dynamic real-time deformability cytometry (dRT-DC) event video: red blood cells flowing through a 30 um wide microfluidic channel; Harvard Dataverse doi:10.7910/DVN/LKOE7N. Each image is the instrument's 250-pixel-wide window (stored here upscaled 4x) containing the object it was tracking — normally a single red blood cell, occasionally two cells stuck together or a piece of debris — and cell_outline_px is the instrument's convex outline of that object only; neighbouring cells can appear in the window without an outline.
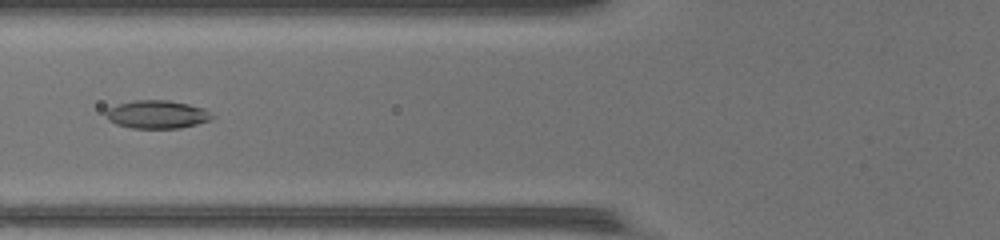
{"species": "common noctule bat (a hibernating species)", "species_latin": "Nyctalus noctula", "temperature_condition": "warm", "stored_images_in_passage": 46, "camera_frame_rate_fps": 3000, "um_per_image_px": 0.085, "animal": {"sex": "female", "body_mass_g": 17.0, "forearm_length_mm": 48.0}, "frame": {"image": 1, "passage_image": 18, "time_ms": 5.667, "image_size_px": [1000, 240], "cell_outline_px": [[216, 116], [208, 120], [196, 124], [180, 128], [132, 128], [116, 124], [108, 120], [104, 112], [108, 108], [120, 104], [136, 100], [168, 100], [188, 104], [204, 108]], "centroid_in_image_um": [13.35, 9.73], "position_along_channel_um": 112.5, "area_um2": 17.34}}
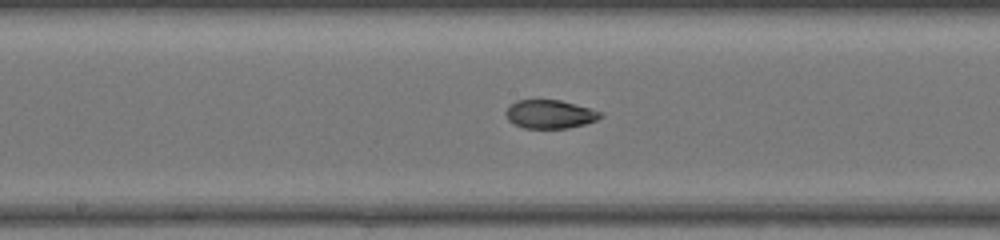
{"frame": {"image": 2, "passage_image": 24, "time_ms": 7.667, "image_size_px": [1000, 240], "cell_outline_px": [[604, 116], [596, 120], [584, 124], [568, 128], [524, 128], [508, 120], [504, 112], [516, 100], [560, 100], [604, 112]], "centroid_in_image_um": [46.77, 9.7], "position_along_channel_um": 201.4, "area_um2": 15.66}}
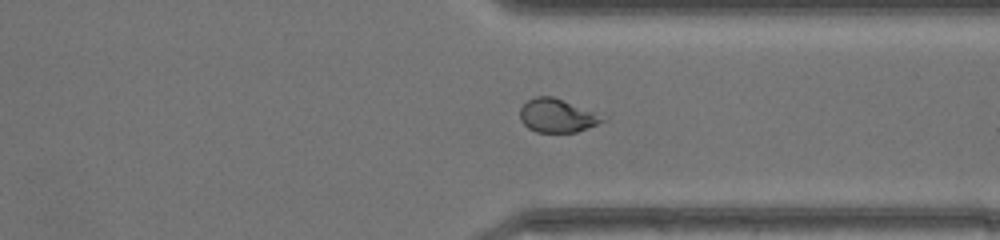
{"frame": {"image": 3, "passage_image": 35, "time_ms": 11.333, "image_size_px": [1000, 240], "cell_outline_px": [[608, 120], [576, 132], [536, 132], [528, 128], [520, 120], [520, 108], [528, 100], [536, 96], [552, 96], [600, 112], [608, 116]], "centroid_in_image_um": [47.44, 9.82], "position_along_channel_um": 364.0, "area_um2": 16.53}, "authors_computed_cell_mechanics": {"area_um2": 17.3978, "velocity_mm_per_s": 4.4363, "shape_relaxation_time_tau1_ms": null, "shape_relaxation_time_tau2_ms": 1.3723, "deformation_change_tau1": null, "deformation_change_tau2": 0.0654}}